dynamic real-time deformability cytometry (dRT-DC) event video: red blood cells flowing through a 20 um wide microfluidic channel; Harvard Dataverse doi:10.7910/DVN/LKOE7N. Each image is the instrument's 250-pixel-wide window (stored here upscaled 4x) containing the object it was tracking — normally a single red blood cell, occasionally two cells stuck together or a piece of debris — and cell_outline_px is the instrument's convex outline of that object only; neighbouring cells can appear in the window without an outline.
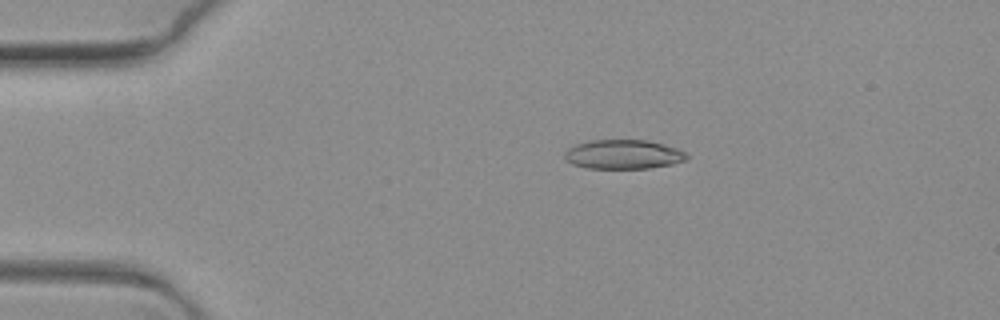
{"species": "common noctule bat (a hibernating species)", "species_latin": "Nyctalus noctula", "temperature_condition": "warm", "stored_images_in_passage": 4, "camera_frame_rate_fps": 3000, "um_per_image_px": 0.085, "animal": {"sex": "female", "body_mass_g": 19.3, "forearm_length_mm": 54.1}, "frame": {"image": 1, "passage_image": 1, "time_ms": 0.0, "image_size_px": [1000, 320], "cell_outline_px": [[688, 156], [684, 160], [672, 164], [648, 168], [588, 168], [572, 164], [564, 156], [564, 152], [568, 148], [576, 144], [588, 140], [648, 140], [664, 144], [688, 152]], "centroid_in_image_um": [52.99, 13.11], "position_along_channel_um": 32.0, "area_um2": 20.81}}
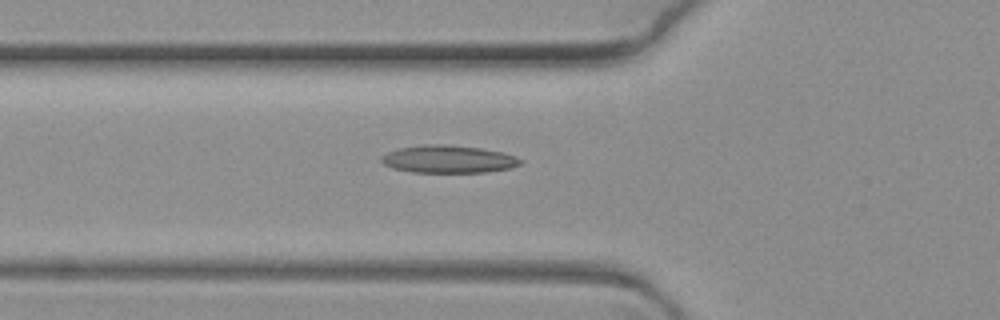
{"frame": {"image": 2, "passage_image": 4, "time_ms": 1.0, "image_size_px": [1000, 320], "cell_outline_px": [[524, 160], [520, 164], [508, 168], [484, 172], [412, 172], [392, 168], [384, 164], [380, 160], [388, 152], [400, 148], [424, 144], [444, 144], [480, 148], [504, 152]], "centroid_in_image_um": [38.12, 13.52], "position_along_channel_um": 87.7, "area_um2": 22.2}}